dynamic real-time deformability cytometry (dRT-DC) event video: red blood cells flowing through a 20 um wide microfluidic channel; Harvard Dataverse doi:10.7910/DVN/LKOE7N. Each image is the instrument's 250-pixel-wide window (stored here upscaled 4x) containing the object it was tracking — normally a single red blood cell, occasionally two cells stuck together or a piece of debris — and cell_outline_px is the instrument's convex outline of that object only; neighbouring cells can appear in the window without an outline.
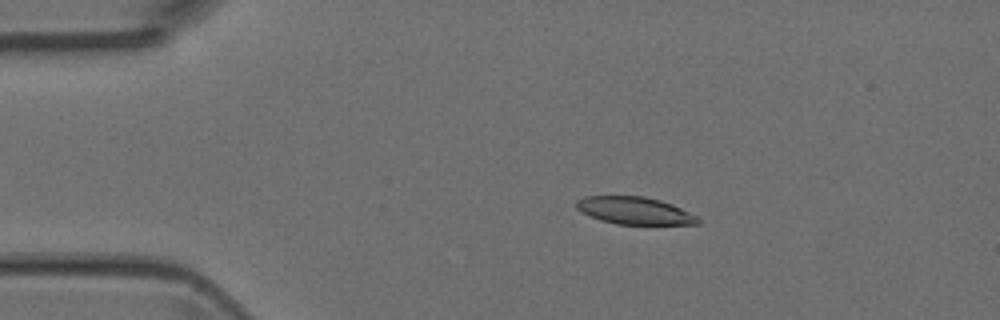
{"species": "Egyptian fruit bat (a non-hibernating species)", "species_latin": "Rousettus aegyptiacus", "temperature_condition": "room temperature", "stored_images_in_passage": 6, "camera_frame_rate_fps": 3000, "um_per_image_px": 0.085, "animal": {"sex": "female"}, "frame": {"image": 1, "passage_image": 3, "time_ms": 0.667, "image_size_px": [1000, 320], "cell_outline_px": [[700, 224], [616, 224], [600, 220], [588, 216], [580, 212], [576, 208], [576, 200], [584, 196], [644, 196], [660, 200], [672, 204], [696, 216], [700, 220]], "centroid_in_image_um": [53.88, 17.9], "position_along_channel_um": 31.1, "area_um2": 19.42}}
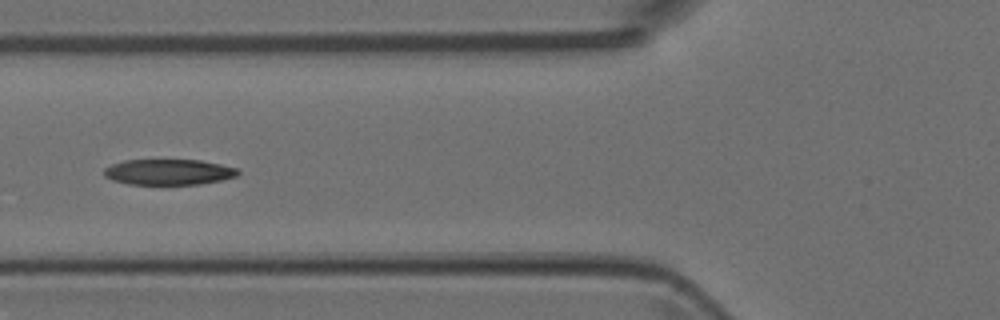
{"frame": {"image": 2, "passage_image": 5, "time_ms": 1.333, "image_size_px": [1000, 320], "cell_outline_px": [[240, 172], [236, 176], [220, 180], [200, 184], [128, 184], [112, 180], [104, 176], [104, 168], [112, 164], [124, 160], [200, 160], [220, 164], [236, 168]], "centroid_in_image_um": [14.3, 14.62], "position_along_channel_um": 111.5, "area_um2": 19.94}}
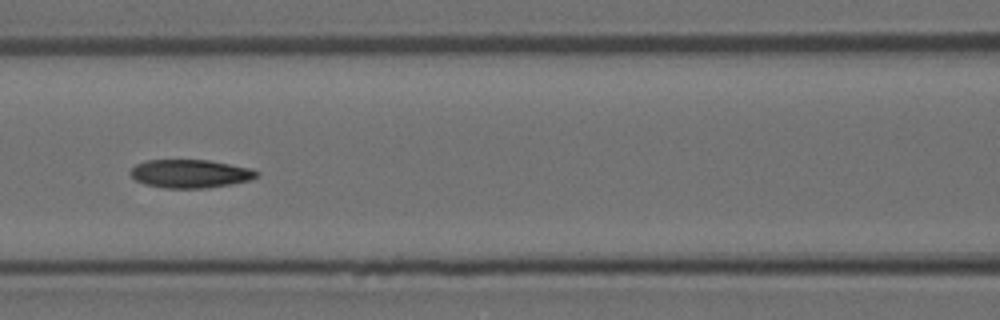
{"frame": {"image": 3, "passage_image": 6, "time_ms": 1.667, "image_size_px": [1000, 320], "cell_outline_px": [[260, 172], [256, 176], [248, 180], [228, 184], [204, 188], [164, 188], [144, 184], [136, 180], [132, 176], [132, 168], [136, 164], [148, 160], [208, 160], [252, 168]], "centroid_in_image_um": [16.17, 14.76], "position_along_channel_um": 150.4, "area_um2": 20.58}}